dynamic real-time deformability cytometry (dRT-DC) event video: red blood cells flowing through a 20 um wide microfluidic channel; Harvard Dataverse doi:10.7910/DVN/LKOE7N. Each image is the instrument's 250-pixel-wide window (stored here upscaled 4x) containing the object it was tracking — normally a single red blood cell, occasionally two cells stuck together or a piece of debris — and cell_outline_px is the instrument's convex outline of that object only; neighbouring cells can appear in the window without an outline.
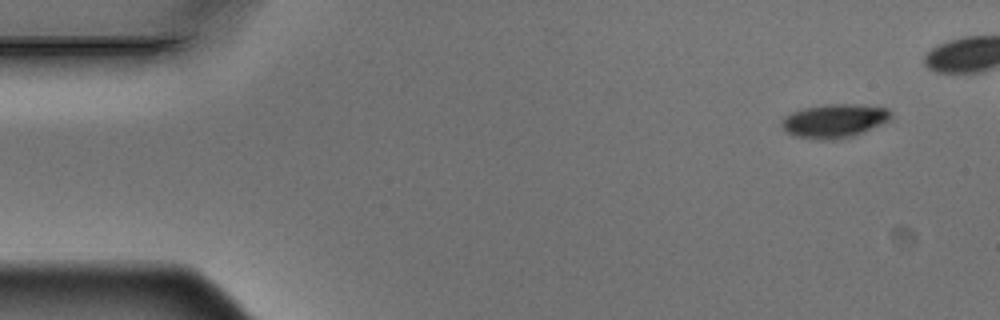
{"species": "Egyptian fruit bat (a non-hibernating species)", "species_latin": "Rousettus aegyptiacus", "temperature_condition": "warm", "stored_images_in_passage": 6, "segment_of_instrument_passage": [2, 2], "camera_frame_rate_fps": 3000, "um_per_image_px": 0.085, "animal": {"sex": "male"}, "frame": {"image": 1, "passage_image": 6, "time_ms": 1.667, "image_size_px": [1000, 320], "cell_outline_px": [[892, 116], [888, 120], [880, 124], [852, 136], [836, 140], [820, 140], [796, 136], [788, 132], [780, 124], [784, 116], [792, 112], [804, 108], [828, 104], [856, 104], [888, 108], [892, 112]], "centroid_in_image_um": [70.91, 10.27], "position_along_channel_um": 14.1, "area_um2": 21.27}}